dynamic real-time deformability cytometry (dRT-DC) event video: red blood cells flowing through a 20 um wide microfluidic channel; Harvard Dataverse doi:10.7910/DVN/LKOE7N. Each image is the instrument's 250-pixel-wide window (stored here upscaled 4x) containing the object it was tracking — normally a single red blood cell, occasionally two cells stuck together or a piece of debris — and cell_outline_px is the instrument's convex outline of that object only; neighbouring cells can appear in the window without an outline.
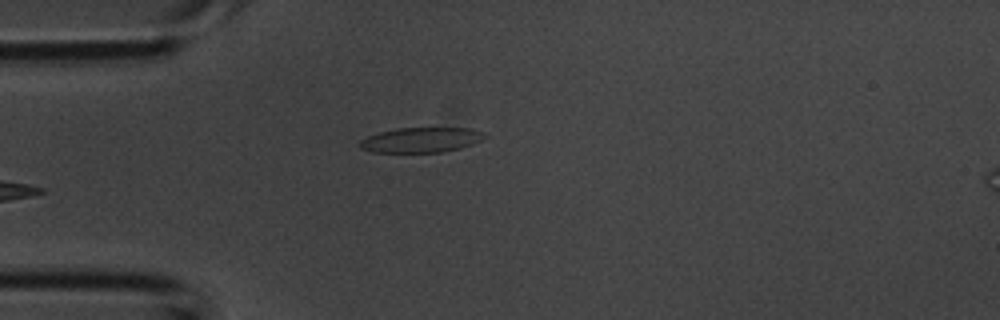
{"species": "common noctule bat (a hibernating species)", "species_latin": "Nyctalus noctula", "temperature_condition": "room temperature", "stored_images_in_passage": 3, "camera_frame_rate_fps": 3000, "um_per_image_px": 0.085, "animal": {"sex": "male", "body_mass_g": 20.1, "forearm_length_mm": 53.5}, "frame": {"image": 1, "passage_image": 3, "time_ms": 0.667, "image_size_px": [1000, 320], "cell_outline_px": [[488, 136], [472, 144], [460, 148], [444, 152], [372, 152], [360, 148], [360, 140], [368, 136], [380, 132], [396, 128], [472, 128], [484, 132]], "centroid_in_image_um": [35.82, 11.89], "position_along_channel_um": 49.2, "area_um2": 18.21}}